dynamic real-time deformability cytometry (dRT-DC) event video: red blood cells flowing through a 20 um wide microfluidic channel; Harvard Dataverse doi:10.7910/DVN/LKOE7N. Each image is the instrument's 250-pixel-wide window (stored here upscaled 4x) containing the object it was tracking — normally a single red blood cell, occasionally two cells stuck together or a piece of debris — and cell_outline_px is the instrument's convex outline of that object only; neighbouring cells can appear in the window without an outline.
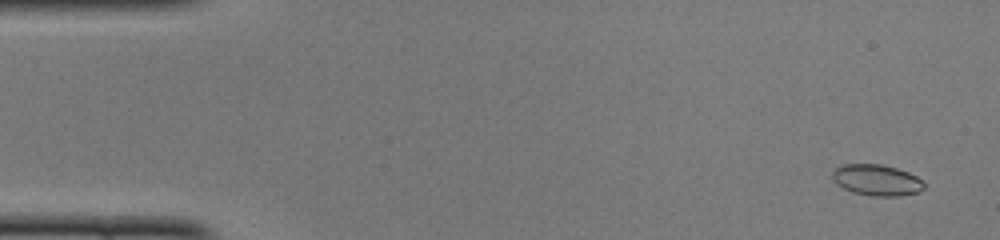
{"species": "common noctule bat (a hibernating species)", "species_latin": "Nyctalus noctula", "temperature_condition": "cold", "stored_images_in_passage": 50, "camera_frame_rate_fps": 3000, "um_per_image_px": 0.085, "animal": {"sex": "female", "body_mass_g": 22.0, "forearm_length_mm": 56.7}, "frame": {"image": 1, "passage_image": 3, "time_ms": 0.667, "image_size_px": [1000, 240], "cell_outline_px": [[924, 188], [920, 192], [900, 196], [872, 196], [852, 192], [836, 184], [832, 180], [832, 172], [836, 168], [844, 164], [880, 164], [896, 168], [908, 172], [916, 176], [924, 184]], "centroid_in_image_um": [74.51, 15.31], "position_along_channel_um": 10.5, "area_um2": 16.65}}
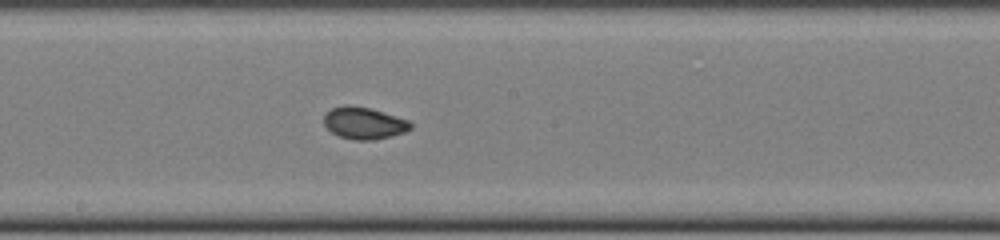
{"frame": {"image": 2, "passage_image": 27, "time_ms": 8.667, "image_size_px": [1000, 240], "cell_outline_px": [[412, 128], [404, 132], [372, 140], [356, 140], [340, 136], [332, 132], [324, 124], [324, 116], [332, 108], [348, 104], [372, 108], [408, 120], [412, 124]], "centroid_in_image_um": [30.94, 10.44], "position_along_channel_um": 217.3, "area_um2": 15.95}}
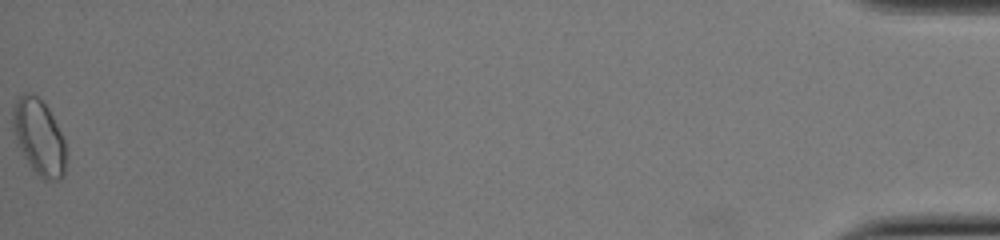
{"frame": {"image": 3, "passage_image": 50, "time_ms": 16.333, "image_size_px": [1000, 240], "cell_outline_px": [[64, 176], [60, 180], [44, 180], [32, 168], [24, 156], [16, 136], [12, 124], [12, 108], [16, 100], [24, 92], [32, 92], [48, 108], [64, 140]], "centroid_in_image_um": [3.3, 11.63], "position_along_channel_um": 431.9, "area_um2": 22.83}, "authors_computed_cell_mechanics": {"area_um2": 16.3574, "velocity_mm_per_s": 4.0981, "shape_relaxation_time_tau1_ms": 9.9192, "shape_relaxation_time_tau2_ms": null, "deformation_change_tau1": 0.1736, "deformation_change_tau2": null}}